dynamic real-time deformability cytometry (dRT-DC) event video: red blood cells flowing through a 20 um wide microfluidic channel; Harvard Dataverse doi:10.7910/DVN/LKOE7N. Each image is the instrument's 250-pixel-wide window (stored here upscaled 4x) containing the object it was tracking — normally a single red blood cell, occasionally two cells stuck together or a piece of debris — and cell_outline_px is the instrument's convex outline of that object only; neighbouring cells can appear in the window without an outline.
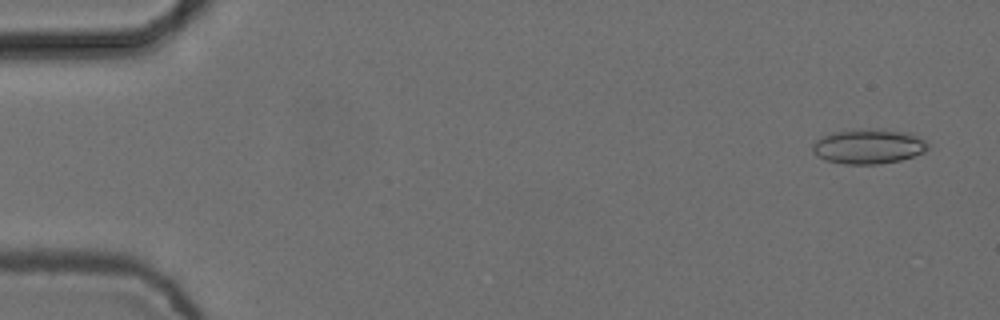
{"species": "common noctule bat (a hibernating species)", "species_latin": "Nyctalus noctula", "temperature_condition": "cold", "stored_images_in_passage": 5, "camera_frame_rate_fps": 3000, "um_per_image_px": 0.085, "animal": {"sex": "female", "body_mass_g": 24.6, "forearm_length_mm": 56.2}, "frame": {"image": 1, "passage_image": 1, "time_ms": 0.0, "image_size_px": [1000, 320], "cell_outline_px": [[928, 148], [924, 152], [900, 160], [880, 164], [844, 164], [824, 160], [816, 156], [812, 152], [812, 144], [816, 140], [832, 132], [856, 128], [880, 128], [912, 132], [928, 140]], "centroid_in_image_um": [73.84, 12.41], "position_along_channel_um": 11.2, "area_um2": 24.1}}